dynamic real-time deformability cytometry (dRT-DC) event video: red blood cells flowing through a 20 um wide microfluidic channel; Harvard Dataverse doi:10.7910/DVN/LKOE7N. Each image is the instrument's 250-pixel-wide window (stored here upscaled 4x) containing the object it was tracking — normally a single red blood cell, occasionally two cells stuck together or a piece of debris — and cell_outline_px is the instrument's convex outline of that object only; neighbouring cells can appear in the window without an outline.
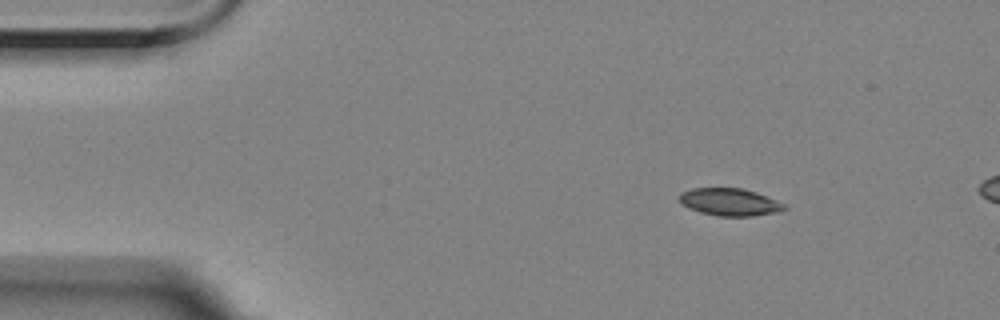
{"species": "Egyptian fruit bat (a non-hibernating species)", "species_latin": "Rousettus aegyptiacus", "temperature_condition": "room temperature", "stored_images_in_passage": 7, "camera_frame_rate_fps": 3000, "um_per_image_px": 0.085, "animal": {"sex": "female"}, "frame": {"image": 1, "passage_image": 1, "time_ms": 0.0, "image_size_px": [1000, 320], "cell_outline_px": [[788, 208], [780, 212], [752, 216], [716, 216], [700, 212], [688, 208], [680, 200], [680, 192], [692, 188], [740, 188], [756, 192], [784, 204]], "centroid_in_image_um": [62.03, 17.18], "position_along_channel_um": 23.0, "area_um2": 16.7}}